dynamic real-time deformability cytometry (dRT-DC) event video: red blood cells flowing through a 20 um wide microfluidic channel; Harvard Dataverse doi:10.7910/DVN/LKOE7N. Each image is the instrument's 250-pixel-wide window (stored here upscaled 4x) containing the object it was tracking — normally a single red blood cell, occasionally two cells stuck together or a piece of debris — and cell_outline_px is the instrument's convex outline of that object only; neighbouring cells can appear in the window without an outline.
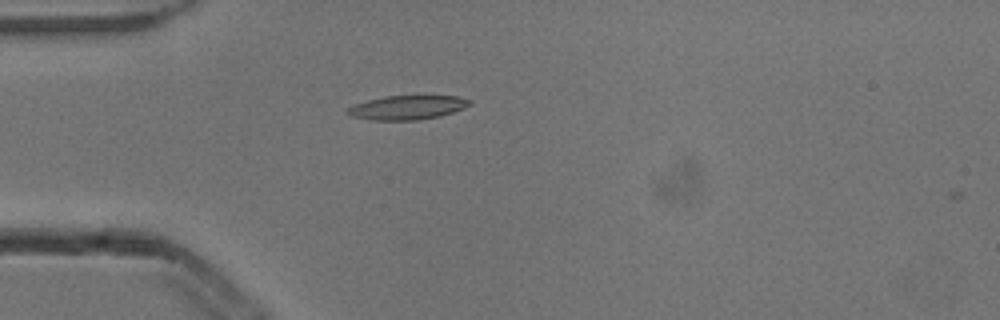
{"species": "common noctule bat (a hibernating species)", "species_latin": "Nyctalus noctula", "temperature_condition": "cold", "stored_images_in_passage": 2, "camera_frame_rate_fps": 3000, "um_per_image_px": 0.085, "animal": {"sex": "male", "body_mass_g": 13.3}, "frame": {"image": 1, "passage_image": 1, "time_ms": 0.0, "image_size_px": [1000, 320], "cell_outline_px": [[472, 104], [464, 108], [440, 116], [420, 120], [372, 120], [352, 116], [344, 112], [352, 104], [384, 96], [456, 96], [472, 100]], "centroid_in_image_um": [34.61, 9.14], "position_along_channel_um": 50.4, "area_um2": 17.22}}